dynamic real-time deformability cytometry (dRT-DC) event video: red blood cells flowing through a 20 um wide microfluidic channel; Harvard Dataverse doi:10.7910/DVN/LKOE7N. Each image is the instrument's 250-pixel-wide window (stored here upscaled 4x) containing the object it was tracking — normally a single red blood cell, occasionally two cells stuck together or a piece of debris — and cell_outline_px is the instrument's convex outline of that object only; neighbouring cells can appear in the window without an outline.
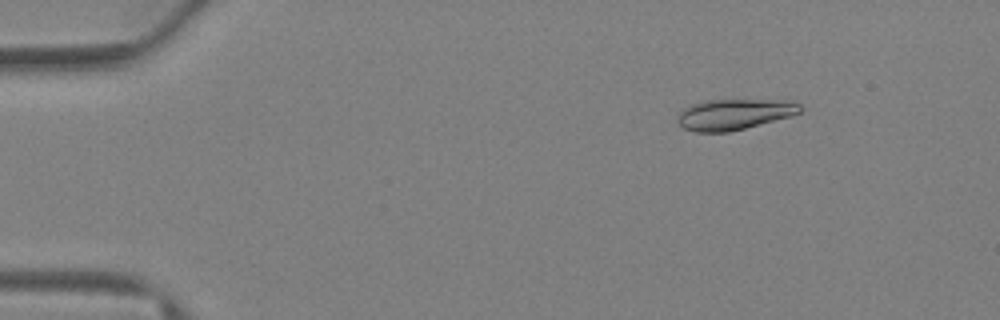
{"species": "Egyptian fruit bat (a non-hibernating species)", "species_latin": "Rousettus aegyptiacus", "temperature_condition": "warm", "stored_images_in_passage": 39, "camera_frame_rate_fps": 3000, "um_per_image_px": 0.085, "animal": {"sex": "female"}, "frame": {"image": 1, "passage_image": 6, "time_ms": 1.667, "image_size_px": [1000, 320], "cell_outline_px": [[804, 108], [800, 112], [792, 116], [728, 132], [696, 132], [684, 128], [676, 120], [676, 116], [684, 108], [692, 104], [704, 100], [784, 100], [800, 104]], "centroid_in_image_um": [62.4, 9.71], "position_along_channel_um": 22.6, "area_um2": 21.96}}
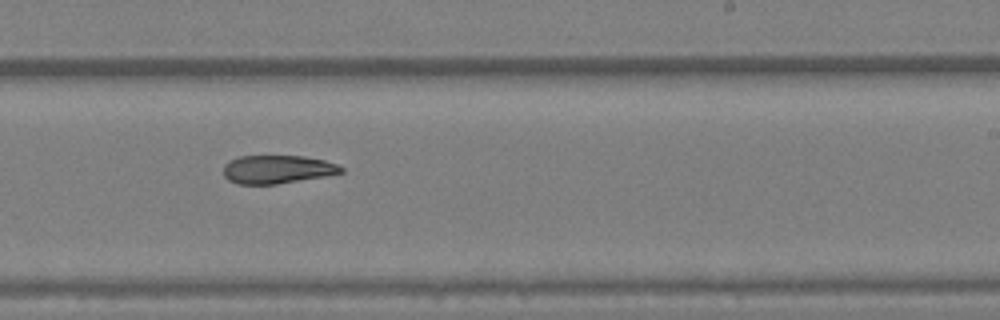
{"frame": {"image": 2, "passage_image": 25, "time_ms": 8.0, "image_size_px": [1000, 320], "cell_outline_px": [[344, 172], [324, 176], [276, 184], [236, 184], [228, 180], [224, 176], [224, 164], [228, 160], [236, 156], [304, 156], [324, 160], [336, 164], [344, 168]], "centroid_in_image_um": [23.53, 14.39], "position_along_channel_um": 265.5, "area_um2": 19.48}}
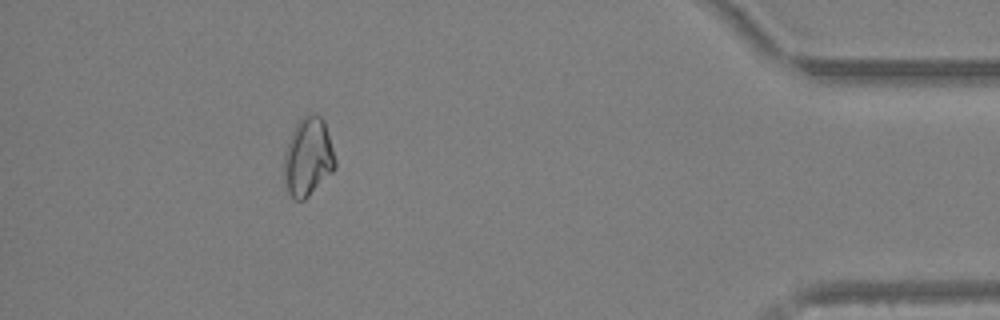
{"frame": {"image": 3, "passage_image": 36, "time_ms": 11.667, "image_size_px": [1000, 320], "cell_outline_px": [[336, 168], [304, 200], [296, 200], [288, 192], [284, 180], [284, 152], [288, 140], [296, 124], [308, 112], [316, 112], [324, 120], [336, 160]], "centroid_in_image_um": [26.18, 13.31], "position_along_channel_um": 409.0, "area_um2": 23.41}}